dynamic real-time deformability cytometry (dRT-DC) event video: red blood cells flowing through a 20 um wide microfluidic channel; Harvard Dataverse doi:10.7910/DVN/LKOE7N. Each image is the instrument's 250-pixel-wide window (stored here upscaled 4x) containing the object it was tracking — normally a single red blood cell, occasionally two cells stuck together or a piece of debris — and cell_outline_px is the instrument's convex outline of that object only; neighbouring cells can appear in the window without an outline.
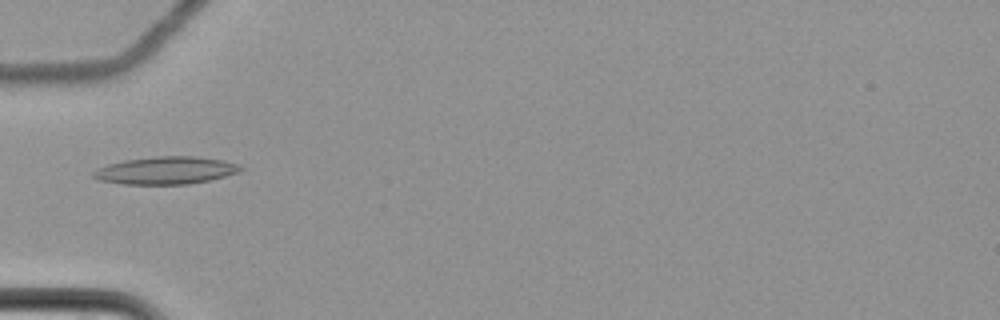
{"species": "common noctule bat (a hibernating species)", "species_latin": "Nyctalus noctula", "temperature_condition": "cold", "stored_images_in_passage": 9, "camera_frame_rate_fps": 3000, "um_per_image_px": 0.085, "animal": {"sex": "female", "body_mass_g": 22.7, "forearm_length_mm": 54.2}, "frame": {"image": 1, "passage_image": 4, "time_ms": 1.0, "image_size_px": [1000, 320], "cell_outline_px": [[244, 168], [240, 172], [208, 180], [188, 184], [124, 184], [100, 180], [92, 176], [92, 172], [96, 168], [108, 164], [124, 160], [156, 156], [196, 156], [224, 160], [240, 164]], "centroid_in_image_um": [14.11, 14.47], "position_along_channel_um": 70.9, "area_um2": 23.7}}
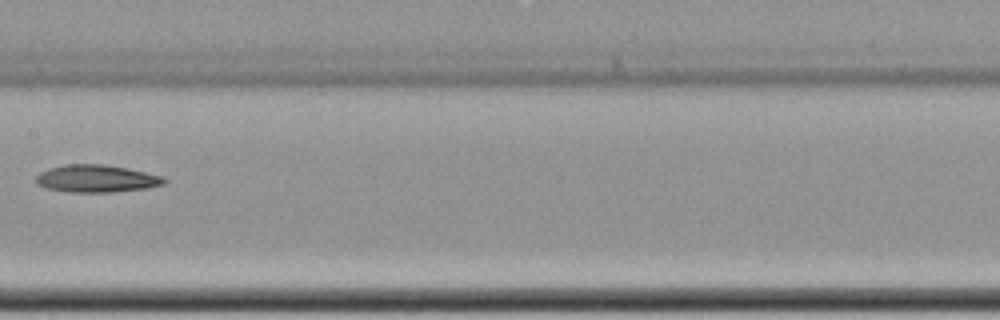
{"frame": {"image": 2, "passage_image": 7, "time_ms": 2.0, "image_size_px": [1000, 320], "cell_outline_px": [[168, 180], [164, 184], [148, 188], [112, 192], [68, 192], [48, 188], [36, 184], [36, 176], [40, 172], [48, 168], [68, 164], [104, 164], [128, 168], [164, 176]], "centroid_in_image_um": [8.23, 15.18], "position_along_channel_um": 199.2, "area_um2": 20.63}}
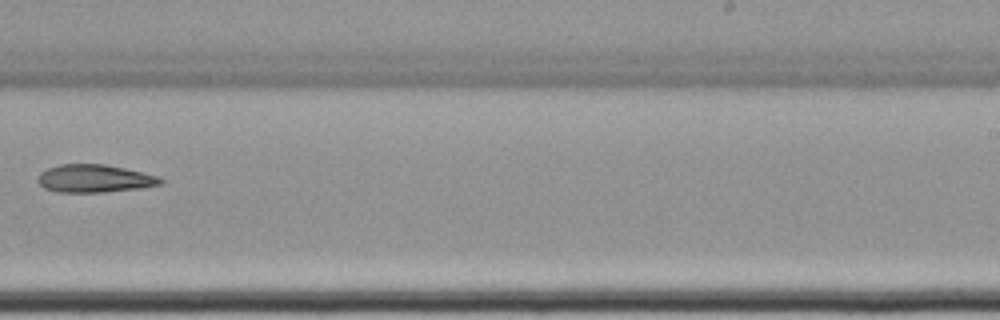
{"frame": {"image": 3, "passage_image": 9, "time_ms": 2.667, "image_size_px": [1000, 320], "cell_outline_px": [[164, 184], [144, 188], [104, 192], [56, 192], [44, 188], [36, 180], [40, 172], [48, 168], [60, 164], [104, 164], [124, 168], [160, 176], [164, 180]], "centroid_in_image_um": [8.07, 15.18], "position_along_channel_um": 280.9, "area_um2": 20.17}}